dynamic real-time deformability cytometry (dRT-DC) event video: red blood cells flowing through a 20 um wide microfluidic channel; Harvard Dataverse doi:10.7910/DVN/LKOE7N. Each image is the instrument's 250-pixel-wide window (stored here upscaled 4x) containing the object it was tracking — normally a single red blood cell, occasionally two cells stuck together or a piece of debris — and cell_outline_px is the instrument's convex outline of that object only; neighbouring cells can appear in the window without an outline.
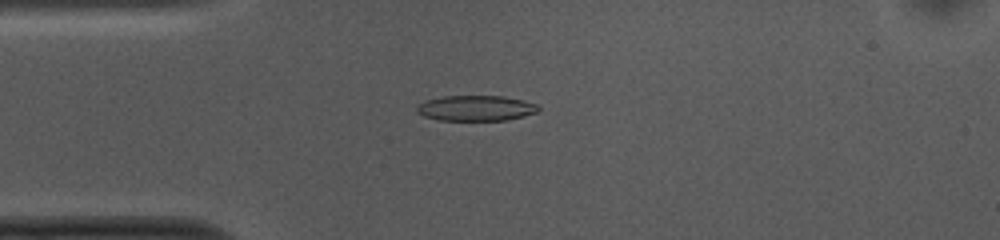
{"species": "common noctule bat (a hibernating species)", "species_latin": "Nyctalus noctula", "temperature_condition": "cold", "stored_images_in_passage": 52, "camera_frame_rate_fps": 3000, "um_per_image_px": 0.085, "animal": {"sex": "female", "body_mass_g": 10.0, "forearm_length_mm": 53.1}, "frame": {"image": 1, "passage_image": 12, "time_ms": 3.667, "image_size_px": [1000, 240], "cell_outline_px": [[540, 108], [536, 112], [524, 116], [508, 120], [440, 120], [424, 116], [416, 112], [416, 108], [424, 100], [444, 96], [504, 96], [524, 100], [536, 104]], "centroid_in_image_um": [40.45, 9.19], "position_along_channel_um": 44.5, "area_um2": 18.03}}
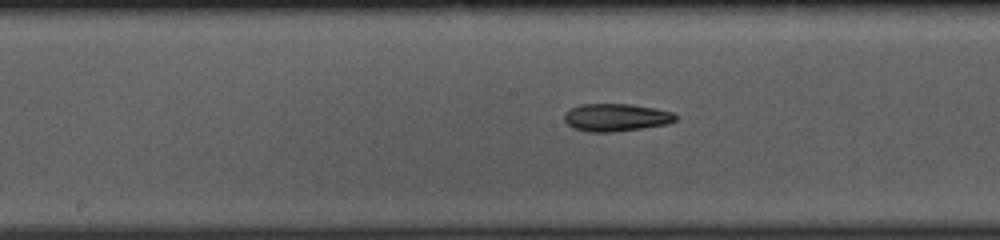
{"frame": {"image": 2, "passage_image": 25, "time_ms": 8.0, "image_size_px": [1000, 240], "cell_outline_px": [[676, 120], [668, 124], [612, 132], [588, 132], [572, 128], [564, 120], [564, 112], [580, 104], [632, 104], [656, 108], [672, 112], [676, 116]], "centroid_in_image_um": [52.34, 9.98], "position_along_channel_um": 195.9, "area_um2": 17.98}}
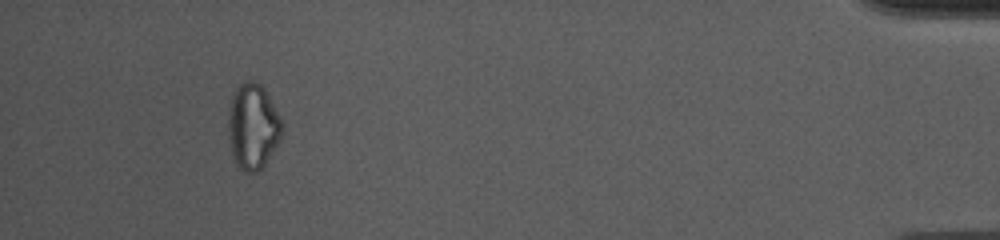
{"frame": {"image": 3, "passage_image": 48, "time_ms": 15.667, "image_size_px": [1000, 240], "cell_outline_px": [[284, 124], [280, 140], [264, 164], [256, 172], [244, 172], [236, 164], [232, 156], [228, 140], [228, 112], [232, 96], [236, 84], [244, 80], [252, 80], [260, 84], [264, 88], [280, 116]], "centroid_in_image_um": [21.47, 10.71], "position_along_channel_um": 413.7, "area_um2": 27.17}, "authors_computed_cell_mechanics": {"area_um2": 18.2648, "velocity_mm_per_s": 3.7612, "shape_relaxation_time_tau1_ms": null, "shape_relaxation_time_tau2_ms": 4.3349, "deformation_change_tau1": null, "deformation_change_tau2": 0.1192}}